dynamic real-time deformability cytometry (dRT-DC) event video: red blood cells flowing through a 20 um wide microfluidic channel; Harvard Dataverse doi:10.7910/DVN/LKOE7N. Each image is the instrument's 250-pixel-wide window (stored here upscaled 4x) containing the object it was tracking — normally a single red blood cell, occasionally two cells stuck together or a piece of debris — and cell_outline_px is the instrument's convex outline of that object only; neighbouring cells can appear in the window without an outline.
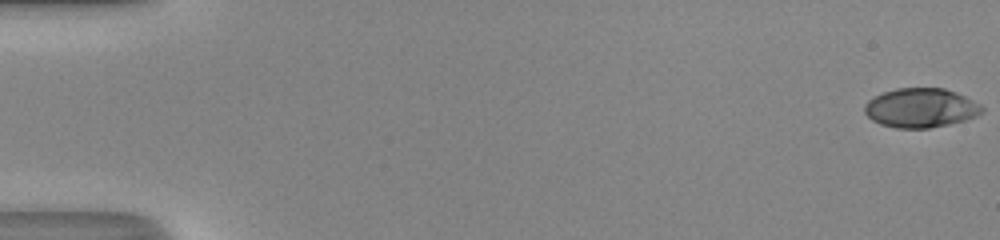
{"species": "human", "species_latin": "Homo sapiens", "temperature_condition": "room temperature", "stored_images_in_passage": 51, "camera_frame_rate_fps": 3000, "um_per_image_px": 0.085, "donor": {"sex": "male"}, "frame": {"image": 1, "passage_image": 1, "time_ms": 0.0, "image_size_px": [1000, 240], "cell_outline_px": [[984, 112], [976, 116], [964, 120], [948, 124], [928, 128], [896, 128], [880, 124], [872, 120], [864, 112], [864, 104], [868, 100], [884, 92], [896, 88], [944, 88], [956, 92], [980, 104], [984, 108]], "centroid_in_image_um": [78.26, 9.17], "position_along_channel_um": 6.7, "area_um2": 26.82}}
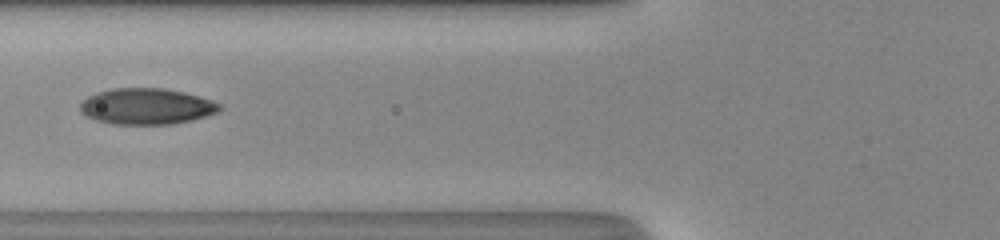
{"frame": {"image": 2, "passage_image": 22, "time_ms": 7.0, "image_size_px": [1000, 240], "cell_outline_px": [[224, 108], [220, 112], [192, 120], [172, 124], [112, 124], [96, 120], [80, 112], [80, 104], [88, 96], [96, 92], [112, 88], [164, 88], [184, 92], [212, 100], [220, 104]], "centroid_in_image_um": [12.49, 9.04], "position_along_channel_um": 113.3, "area_um2": 29.48}}
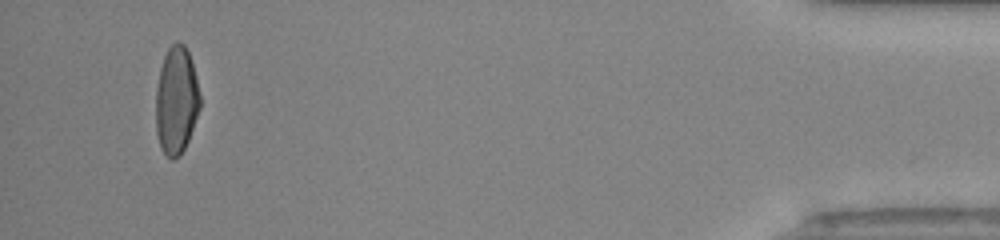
{"frame": {"image": 3, "passage_image": 49, "time_ms": 16.0, "image_size_px": [1000, 240], "cell_outline_px": [[200, 108], [188, 140], [180, 156], [172, 160], [160, 148], [156, 132], [156, 88], [160, 68], [164, 56], [168, 48], [176, 40], [184, 44], [188, 52], [196, 76], [200, 96]], "centroid_in_image_um": [14.98, 8.54], "position_along_channel_um": 420.2, "area_um2": 27.74}, "authors_computed_cell_mechanics": {"area_um2": 27.9752, "velocity_mm_per_s": 4.2464, "shape_relaxation_time_tau1_ms": 6.7446, "shape_relaxation_time_tau2_ms": 0.6765, "deformation_change_tau1": 0.2397, "deformation_change_tau2": 0.0523}}